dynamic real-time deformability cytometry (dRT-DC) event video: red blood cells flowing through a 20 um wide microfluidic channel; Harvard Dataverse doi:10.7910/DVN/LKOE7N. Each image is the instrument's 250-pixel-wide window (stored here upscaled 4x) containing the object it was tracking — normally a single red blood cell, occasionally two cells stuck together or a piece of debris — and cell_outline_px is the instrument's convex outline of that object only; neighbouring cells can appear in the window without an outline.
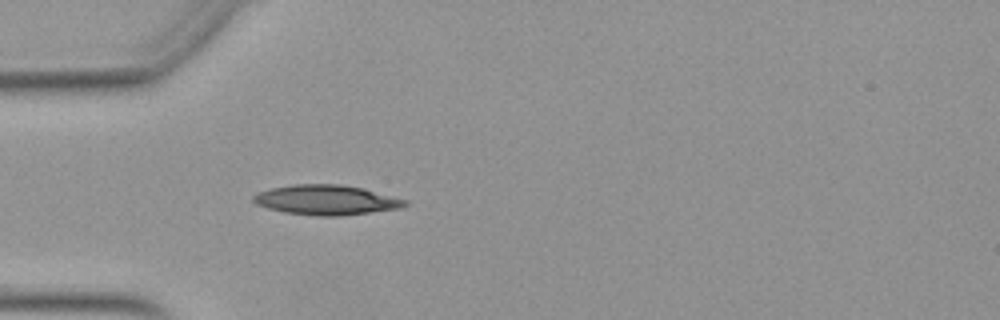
{"species": "Egyptian fruit bat (a non-hibernating species)", "species_latin": "Rousettus aegyptiacus", "temperature_condition": "warm", "stored_images_in_passage": 37, "camera_frame_rate_fps": 3000, "um_per_image_px": 0.085, "animal": {"sex": "female"}, "frame": {"image": 1, "passage_image": 1, "time_ms": 0.0, "image_size_px": [1000, 320], "cell_outline_px": [[408, 204], [400, 208], [340, 216], [316, 216], [284, 212], [268, 208], [256, 204], [252, 200], [252, 196], [256, 192], [272, 188], [292, 184], [340, 184], [364, 188], [408, 200]], "centroid_in_image_um": [27.72, 16.99], "position_along_channel_um": 57.3, "area_um2": 26.53}}
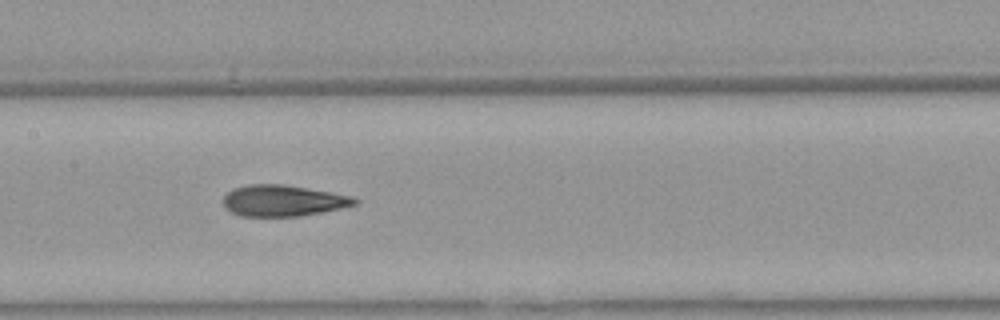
{"frame": {"image": 2, "passage_image": 11, "time_ms": 3.333, "image_size_px": [1000, 320], "cell_outline_px": [[360, 200], [356, 204], [324, 212], [300, 216], [240, 216], [224, 208], [220, 200], [232, 188], [248, 184], [284, 184], [356, 196]], "centroid_in_image_um": [24.05, 17.05], "position_along_channel_um": 183.4, "area_um2": 24.33}}
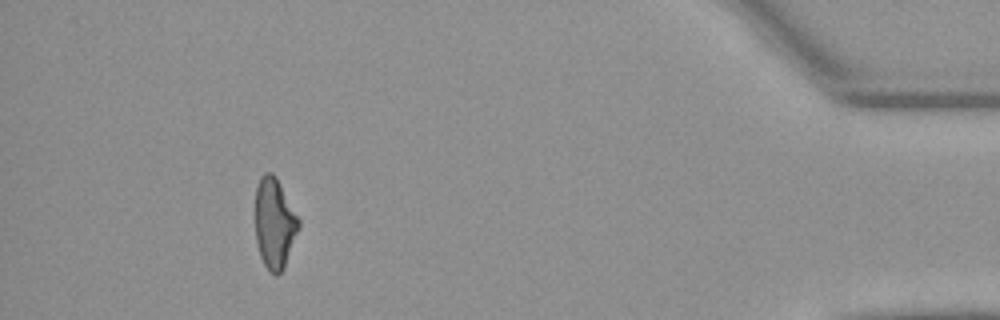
{"frame": {"image": 3, "passage_image": 33, "time_ms": 10.667, "image_size_px": [1000, 320], "cell_outline_px": [[300, 228], [284, 268], [276, 276], [264, 264], [260, 256], [256, 240], [256, 188], [260, 176], [264, 172], [272, 172], [276, 176], [300, 220]], "centroid_in_image_um": [23.35, 18.96], "position_along_channel_um": 411.9, "area_um2": 22.89}, "authors_computed_cell_mechanics": {"area_um2": 23.8136, "velocity_mm_per_s": 3.9373, "shape_relaxation_time_tau1_ms": 9.2381, "shape_relaxation_time_tau2_ms": 2.0786, "deformation_change_tau1": 0.2588, "deformation_change_tau2": 0.0936}}